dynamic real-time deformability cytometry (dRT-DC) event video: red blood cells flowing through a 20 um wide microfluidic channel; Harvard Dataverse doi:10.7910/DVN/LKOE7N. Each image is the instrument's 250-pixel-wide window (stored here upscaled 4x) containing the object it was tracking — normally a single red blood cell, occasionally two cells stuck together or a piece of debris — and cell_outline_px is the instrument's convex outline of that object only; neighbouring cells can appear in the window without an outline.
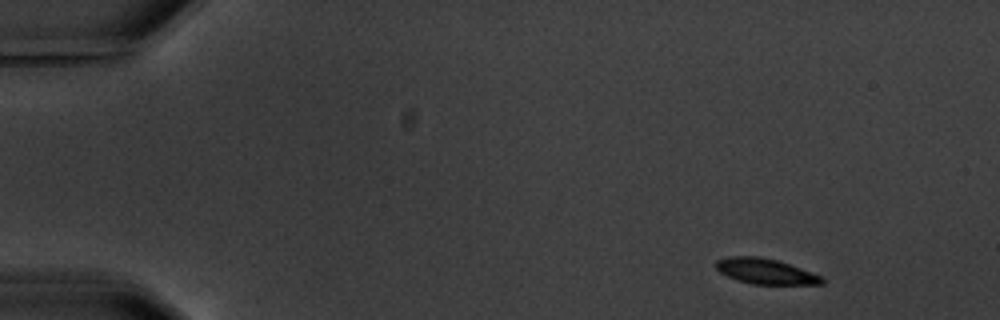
{"species": "common noctule bat (a hibernating species)", "species_latin": "Nyctalus noctula", "temperature_condition": "warm", "stored_images_in_passage": 5, "camera_frame_rate_fps": 3000, "um_per_image_px": 0.085, "animal": {"sex": "male", "body_mass_g": 20.1, "forearm_length_mm": 53.5}, "frame": {"image": 1, "passage_image": 1, "time_ms": 0.0, "image_size_px": [1000, 320], "cell_outline_px": [[824, 284], [752, 284], [736, 280], [720, 272], [716, 268], [716, 260], [728, 256], [756, 256], [776, 260], [824, 276]], "centroid_in_image_um": [65.07, 23.06], "position_along_channel_um": 19.9, "area_um2": 15.66}}
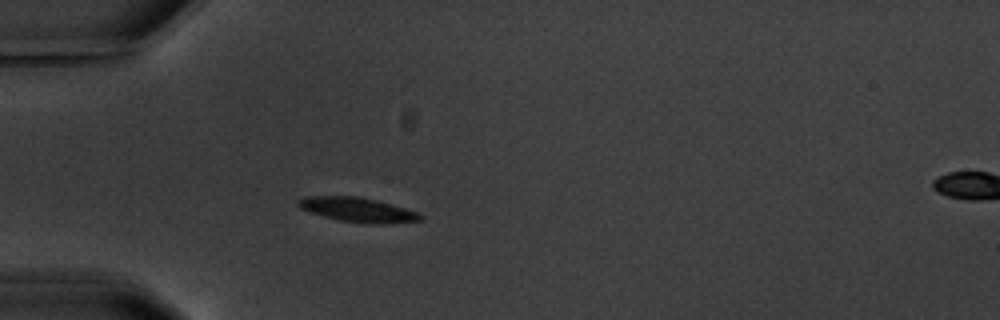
{"frame": {"image": 2, "passage_image": 4, "time_ms": 3.667, "image_size_px": [1000, 320], "cell_outline_px": [[424, 220], [384, 224], [364, 224], [340, 220], [324, 216], [300, 208], [296, 204], [296, 200], [304, 196], [360, 196], [376, 200], [404, 208], [416, 212], [424, 216]], "centroid_in_image_um": [30.4, 17.83], "position_along_channel_um": 54.6, "area_um2": 17.46}}